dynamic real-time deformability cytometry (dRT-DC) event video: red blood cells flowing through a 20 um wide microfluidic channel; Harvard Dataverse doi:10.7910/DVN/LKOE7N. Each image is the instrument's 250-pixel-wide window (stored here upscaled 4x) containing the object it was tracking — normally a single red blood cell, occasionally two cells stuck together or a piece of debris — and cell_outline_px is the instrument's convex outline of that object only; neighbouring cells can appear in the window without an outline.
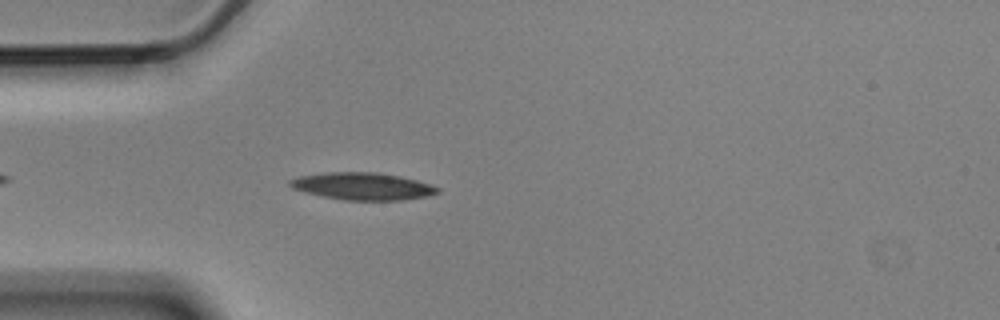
{"species": "Egyptian fruit bat (a non-hibernating species)", "species_latin": "Rousettus aegyptiacus", "temperature_condition": "cold", "stored_images_in_passage": 5, "camera_frame_rate_fps": 3000, "um_per_image_px": 0.085, "animal": {"sex": "male"}, "frame": {"image": 1, "passage_image": 5, "time_ms": 1.333, "image_size_px": [1000, 320], "cell_outline_px": [[440, 192], [424, 196], [400, 200], [344, 200], [304, 192], [292, 188], [288, 184], [288, 180], [300, 176], [328, 172], [376, 172], [400, 176], [416, 180], [440, 188]], "centroid_in_image_um": [30.79, 15.82], "position_along_channel_um": 54.2, "area_um2": 23.24}}